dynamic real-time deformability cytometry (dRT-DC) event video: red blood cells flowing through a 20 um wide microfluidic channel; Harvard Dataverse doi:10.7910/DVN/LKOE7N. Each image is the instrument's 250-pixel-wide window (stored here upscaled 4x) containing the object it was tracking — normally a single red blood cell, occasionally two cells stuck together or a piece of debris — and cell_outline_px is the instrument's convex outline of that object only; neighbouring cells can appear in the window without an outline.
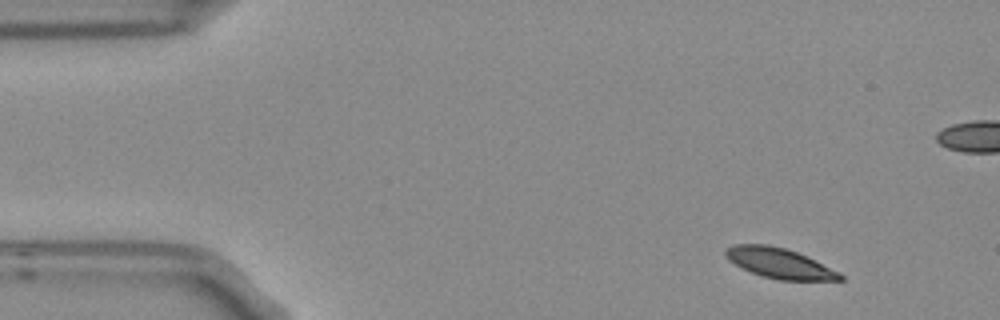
{"species": "Egyptian fruit bat (a non-hibernating species)", "species_latin": "Rousettus aegyptiacus", "temperature_condition": "room temperature", "stored_images_in_passage": 5, "camera_frame_rate_fps": 3000, "um_per_image_px": 0.085, "frame": {"image": 1, "passage_image": 1, "time_ms": 0.0, "image_size_px": [1000, 320], "cell_outline_px": [[844, 280], [780, 280], [760, 276], [728, 260], [724, 256], [724, 248], [732, 244], [768, 244], [784, 248], [796, 252], [840, 272], [844, 276]], "centroid_in_image_um": [66.21, 22.36], "position_along_channel_um": 18.8, "area_um2": 20.06}}